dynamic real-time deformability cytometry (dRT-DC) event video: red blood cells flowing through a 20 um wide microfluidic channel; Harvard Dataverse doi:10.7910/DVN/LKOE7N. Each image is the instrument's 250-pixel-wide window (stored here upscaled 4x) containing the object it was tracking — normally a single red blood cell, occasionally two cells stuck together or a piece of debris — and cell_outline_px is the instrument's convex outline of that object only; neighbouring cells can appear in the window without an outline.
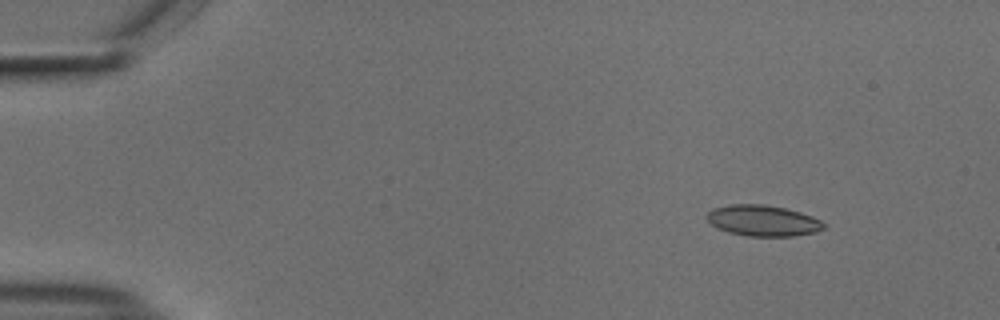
{"species": "common noctule bat (a hibernating species)", "species_latin": "Nyctalus noctula", "temperature_condition": "cold", "stored_images_in_passage": 51, "camera_frame_rate_fps": 3000, "um_per_image_px": 0.085, "animal": {"sex": "male", "body_mass_g": 18.8}, "frame": {"image": 1, "passage_image": 3, "time_ms": 0.667, "image_size_px": [1000, 320], "cell_outline_px": [[824, 228], [816, 232], [792, 236], [748, 236], [728, 232], [716, 228], [704, 216], [712, 208], [728, 204], [764, 204], [784, 208], [800, 212], [812, 216], [820, 220], [824, 224]], "centroid_in_image_um": [64.8, 18.75], "position_along_channel_um": 20.2, "area_um2": 21.15}}
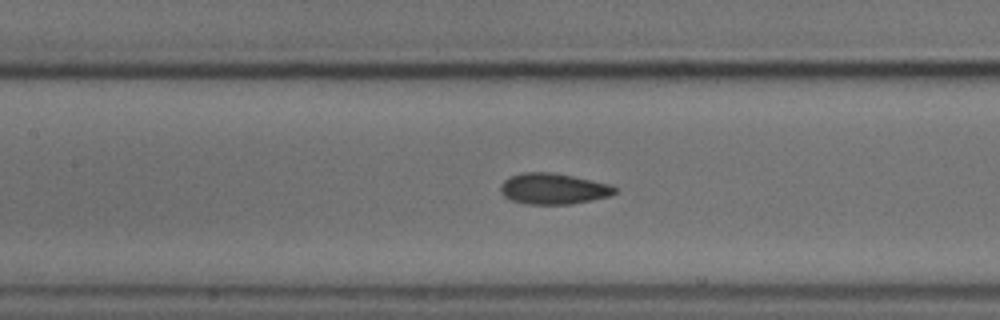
{"frame": {"image": 2, "passage_image": 22, "time_ms": 7.0, "image_size_px": [1000, 320], "cell_outline_px": [[620, 188], [612, 196], [592, 200], [568, 204], [528, 204], [512, 200], [504, 196], [500, 192], [500, 184], [504, 180], [512, 176], [524, 172], [552, 172], [612, 184]], "centroid_in_image_um": [47.08, 16.04], "position_along_channel_um": 160.3, "area_um2": 20.75}}
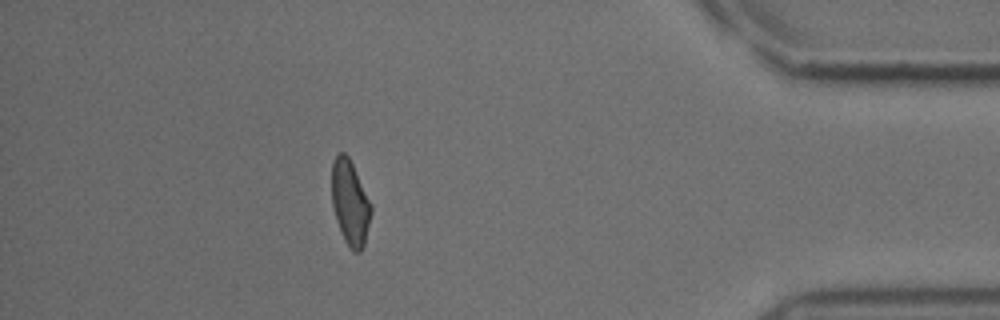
{"frame": {"image": 3, "passage_image": 45, "time_ms": 14.667, "image_size_px": [1000, 320], "cell_outline_px": [[372, 212], [364, 244], [360, 252], [352, 252], [344, 240], [336, 220], [332, 204], [332, 160], [340, 152], [344, 152], [348, 156], [372, 204]], "centroid_in_image_um": [29.76, 17.25], "position_along_channel_um": 405.4, "area_um2": 19.48}, "authors_computed_cell_mechanics": {"area_um2": 20.4612, "velocity_mm_per_s": 3.7364, "shape_relaxation_time_tau1_ms": 7.4437, "shape_relaxation_time_tau2_ms": 1.4817, "deformation_change_tau1": 0.1232, "deformation_change_tau2": 0.0618}}